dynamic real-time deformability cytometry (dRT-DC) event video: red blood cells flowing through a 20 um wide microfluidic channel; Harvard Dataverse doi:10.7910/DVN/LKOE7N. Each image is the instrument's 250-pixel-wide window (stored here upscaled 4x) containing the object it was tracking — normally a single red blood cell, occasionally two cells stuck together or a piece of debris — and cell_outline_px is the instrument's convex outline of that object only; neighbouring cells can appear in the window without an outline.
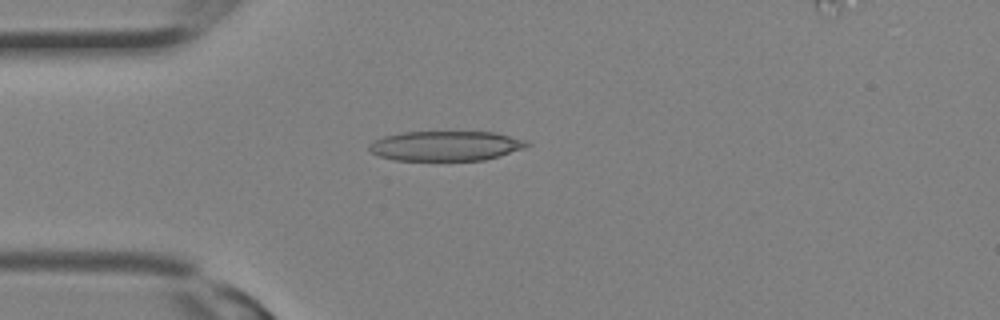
{"species": "Egyptian fruit bat (a non-hibernating species)", "species_latin": "Rousettus aegyptiacus", "temperature_condition": "room temperature", "stored_images_in_passage": 2, "camera_frame_rate_fps": 3000, "um_per_image_px": 0.085, "animal": {"sex": "female"}, "frame": {"image": 1, "passage_image": 1, "time_ms": 0.0, "image_size_px": [1000, 320], "cell_outline_px": [[532, 144], [524, 148], [500, 156], [484, 160], [396, 160], [380, 156], [372, 152], [368, 148], [368, 144], [372, 140], [384, 136], [400, 132], [496, 132], [528, 140]], "centroid_in_image_um": [37.91, 12.39], "position_along_channel_um": 47.1, "area_um2": 27.63}}